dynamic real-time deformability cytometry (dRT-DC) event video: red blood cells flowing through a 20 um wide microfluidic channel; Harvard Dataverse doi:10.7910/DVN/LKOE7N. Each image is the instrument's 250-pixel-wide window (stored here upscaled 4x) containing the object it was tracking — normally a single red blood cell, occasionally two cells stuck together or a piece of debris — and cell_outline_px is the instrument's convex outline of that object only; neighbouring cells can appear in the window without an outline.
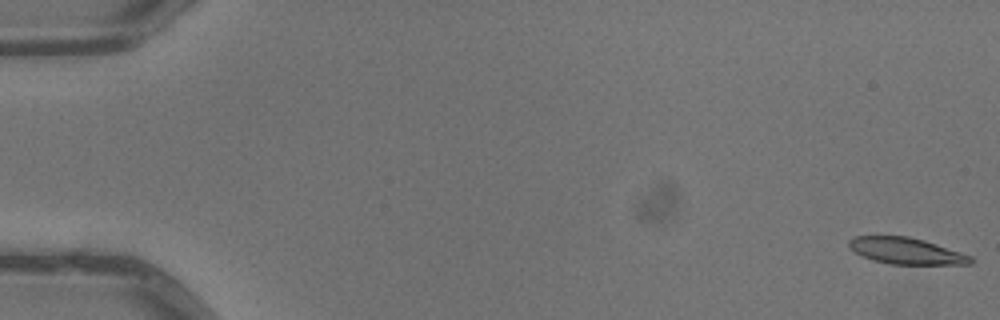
{"species": "common noctule bat (a hibernating species)", "species_latin": "Nyctalus noctula", "temperature_condition": "warm", "stored_images_in_passage": 5, "camera_frame_rate_fps": 3000, "um_per_image_px": 0.085, "animal": {"sex": "male", "body_mass_g": 13.3}, "frame": {"image": 1, "passage_image": 1, "time_ms": 0.0, "image_size_px": [1000, 320], "cell_outline_px": [[976, 260], [972, 264], [888, 264], [872, 260], [856, 252], [848, 244], [848, 240], [852, 236], [908, 236], [924, 240], [972, 256]], "centroid_in_image_um": [77.05, 21.33], "position_along_channel_um": 8.0, "area_um2": 18.67}}
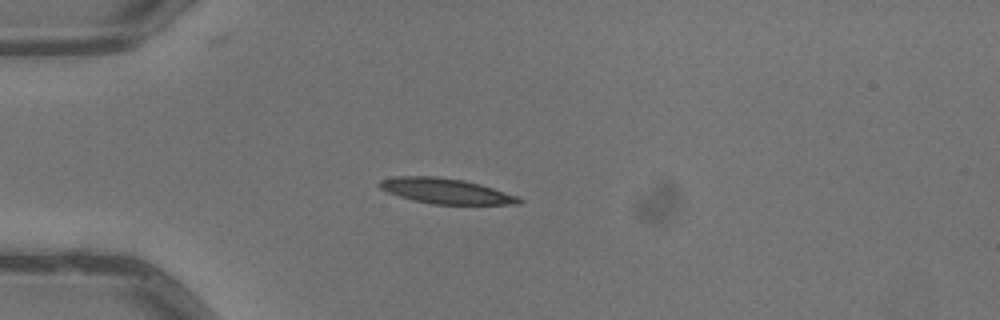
{"frame": {"image": 2, "passage_image": 5, "time_ms": 1.333, "image_size_px": [1000, 320], "cell_outline_px": [[524, 200], [520, 204], [432, 204], [412, 200], [388, 192], [380, 188], [376, 184], [380, 180], [396, 176], [436, 176], [464, 180], [480, 184], [516, 196]], "centroid_in_image_um": [37.85, 16.23], "position_along_channel_um": 47.1, "area_um2": 20.46}}